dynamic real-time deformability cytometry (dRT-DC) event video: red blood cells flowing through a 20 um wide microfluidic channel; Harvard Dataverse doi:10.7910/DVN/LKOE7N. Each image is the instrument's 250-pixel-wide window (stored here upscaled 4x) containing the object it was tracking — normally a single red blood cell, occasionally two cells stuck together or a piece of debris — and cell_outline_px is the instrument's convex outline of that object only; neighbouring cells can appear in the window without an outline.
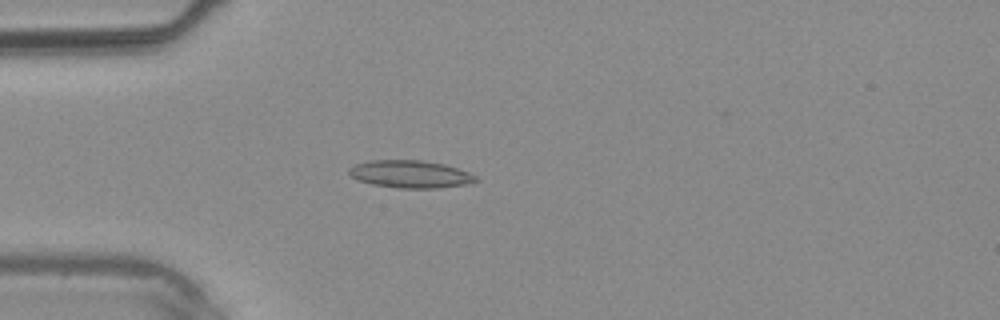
{"species": "common noctule bat (a hibernating species)", "species_latin": "Nyctalus noctula", "temperature_condition": "warm", "stored_images_in_passage": 4, "camera_frame_rate_fps": 3000, "um_per_image_px": 0.085, "animal": {"sex": "male", "body_mass_g": 20.4}, "frame": {"image": 1, "passage_image": 4, "time_ms": 3.333, "image_size_px": [1000, 320], "cell_outline_px": [[480, 180], [464, 184], [436, 188], [400, 188], [372, 184], [356, 180], [348, 172], [348, 168], [356, 164], [368, 160], [424, 160], [444, 164], [468, 172], [476, 176]], "centroid_in_image_um": [34.84, 14.79], "position_along_channel_um": 50.2, "area_um2": 20.29}}